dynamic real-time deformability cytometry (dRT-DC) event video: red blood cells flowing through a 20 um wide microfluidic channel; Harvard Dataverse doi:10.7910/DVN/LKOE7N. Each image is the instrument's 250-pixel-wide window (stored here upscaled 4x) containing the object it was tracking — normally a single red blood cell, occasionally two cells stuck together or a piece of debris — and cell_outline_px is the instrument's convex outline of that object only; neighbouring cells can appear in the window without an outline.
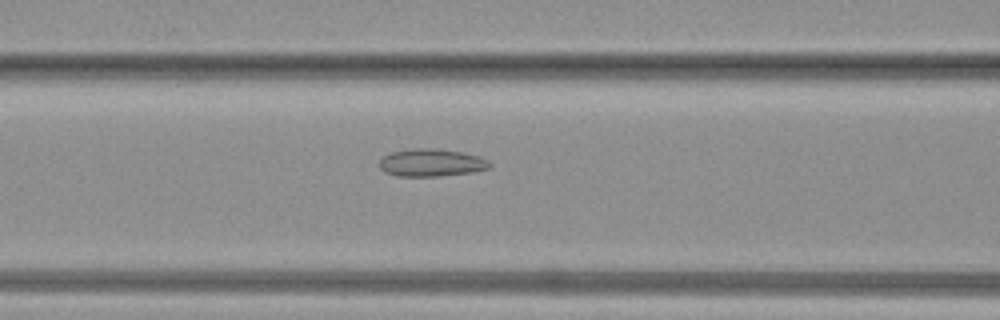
{"species": "common noctule bat (a hibernating species)", "species_latin": "Nyctalus noctula", "temperature_condition": "warm", "stored_images_in_passage": 27, "camera_frame_rate_fps": 3000, "um_per_image_px": 0.085, "animal": {"sex": "female", "body_mass_g": 19.3, "forearm_length_mm": 54.1}, "frame": {"image": 1, "passage_image": 10, "time_ms": 3.0, "image_size_px": [1000, 320], "cell_outline_px": [[492, 164], [488, 168], [472, 172], [440, 176], [396, 176], [384, 172], [380, 168], [380, 160], [388, 152], [412, 148], [436, 148], [464, 152], [480, 156], [488, 160]], "centroid_in_image_um": [36.66, 13.81], "position_along_channel_um": 129.9, "area_um2": 17.98}}
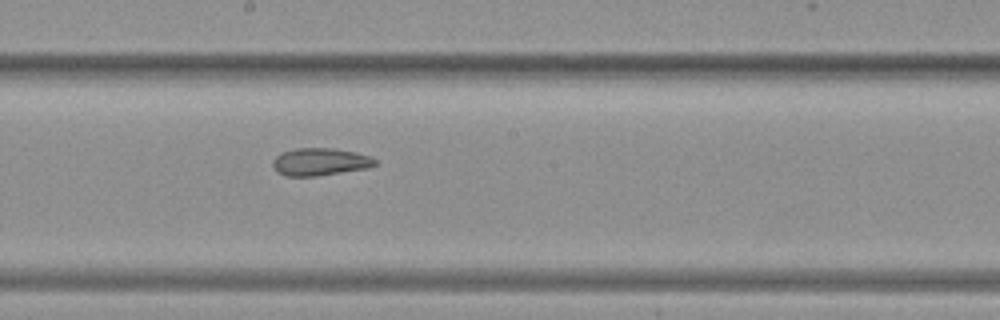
{"frame": {"image": 2, "passage_image": 15, "time_ms": 4.667, "image_size_px": [1000, 320], "cell_outline_px": [[376, 164], [368, 168], [316, 176], [284, 176], [276, 172], [272, 168], [272, 160], [276, 156], [284, 152], [296, 148], [332, 148], [356, 152], [372, 156], [376, 160]], "centroid_in_image_um": [27.18, 13.76], "position_along_channel_um": 221.0, "area_um2": 16.53}}
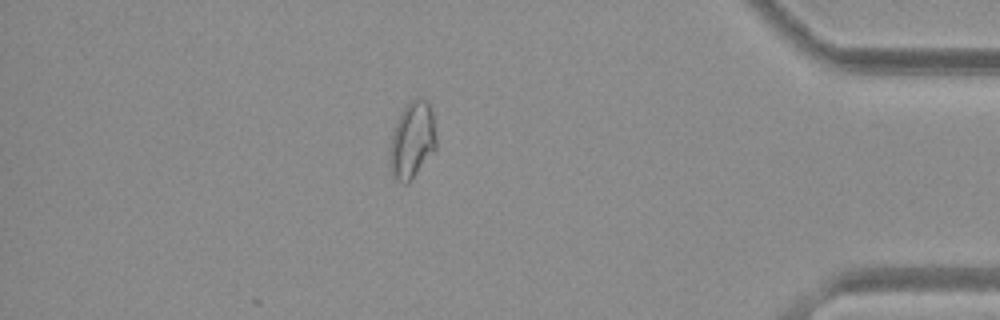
{"frame": {"image": 3, "passage_image": 27, "time_ms": 8.667, "image_size_px": [1000, 320], "cell_outline_px": [[436, 148], [408, 184], [404, 184], [396, 180], [392, 172], [388, 160], [392, 132], [396, 120], [404, 108], [416, 96], [420, 96], [428, 100], [432, 112], [436, 136]], "centroid_in_image_um": [35.03, 11.9], "position_along_channel_um": 400.2, "area_um2": 20.92}}